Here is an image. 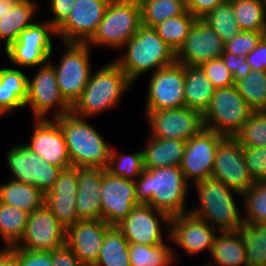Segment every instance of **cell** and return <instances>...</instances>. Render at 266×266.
I'll list each match as a JSON object with an SVG mask.
<instances>
[{"instance_id": "74e56055", "label": "cell", "mask_w": 266, "mask_h": 266, "mask_svg": "<svg viewBox=\"0 0 266 266\" xmlns=\"http://www.w3.org/2000/svg\"><path fill=\"white\" fill-rule=\"evenodd\" d=\"M142 24L155 27L170 17L186 11L184 0H139Z\"/></svg>"}, {"instance_id": "f35d334b", "label": "cell", "mask_w": 266, "mask_h": 266, "mask_svg": "<svg viewBox=\"0 0 266 266\" xmlns=\"http://www.w3.org/2000/svg\"><path fill=\"white\" fill-rule=\"evenodd\" d=\"M201 20L210 26L224 42L229 41L241 32L230 0L217 5Z\"/></svg>"}, {"instance_id": "b9f144b4", "label": "cell", "mask_w": 266, "mask_h": 266, "mask_svg": "<svg viewBox=\"0 0 266 266\" xmlns=\"http://www.w3.org/2000/svg\"><path fill=\"white\" fill-rule=\"evenodd\" d=\"M107 170L115 176L135 181L144 170L143 151L119 155L111 147Z\"/></svg>"}, {"instance_id": "83f0119b", "label": "cell", "mask_w": 266, "mask_h": 266, "mask_svg": "<svg viewBox=\"0 0 266 266\" xmlns=\"http://www.w3.org/2000/svg\"><path fill=\"white\" fill-rule=\"evenodd\" d=\"M211 260L218 266H248L246 247L240 230L236 232H219L210 251Z\"/></svg>"}, {"instance_id": "4dcf8cb0", "label": "cell", "mask_w": 266, "mask_h": 266, "mask_svg": "<svg viewBox=\"0 0 266 266\" xmlns=\"http://www.w3.org/2000/svg\"><path fill=\"white\" fill-rule=\"evenodd\" d=\"M37 8H39L37 3L14 4L11 10L2 16L0 40L5 42L4 50L17 40L24 29L35 22L33 18L36 16Z\"/></svg>"}, {"instance_id": "30bf717a", "label": "cell", "mask_w": 266, "mask_h": 266, "mask_svg": "<svg viewBox=\"0 0 266 266\" xmlns=\"http://www.w3.org/2000/svg\"><path fill=\"white\" fill-rule=\"evenodd\" d=\"M52 35L57 36L56 29L48 21H35L4 51L7 59L18 68L46 63L53 52Z\"/></svg>"}, {"instance_id": "277c9868", "label": "cell", "mask_w": 266, "mask_h": 266, "mask_svg": "<svg viewBox=\"0 0 266 266\" xmlns=\"http://www.w3.org/2000/svg\"><path fill=\"white\" fill-rule=\"evenodd\" d=\"M54 120L63 131L72 166L107 169L112 146L86 118L71 111Z\"/></svg>"}, {"instance_id": "d6a6232c", "label": "cell", "mask_w": 266, "mask_h": 266, "mask_svg": "<svg viewBox=\"0 0 266 266\" xmlns=\"http://www.w3.org/2000/svg\"><path fill=\"white\" fill-rule=\"evenodd\" d=\"M174 252L167 243L159 245L129 243L131 266H171L176 259Z\"/></svg>"}, {"instance_id": "ffe728a7", "label": "cell", "mask_w": 266, "mask_h": 266, "mask_svg": "<svg viewBox=\"0 0 266 266\" xmlns=\"http://www.w3.org/2000/svg\"><path fill=\"white\" fill-rule=\"evenodd\" d=\"M218 233L213 226L190 212L171 217L170 243L183 248L190 258L203 250L210 254Z\"/></svg>"}, {"instance_id": "d4e9b609", "label": "cell", "mask_w": 266, "mask_h": 266, "mask_svg": "<svg viewBox=\"0 0 266 266\" xmlns=\"http://www.w3.org/2000/svg\"><path fill=\"white\" fill-rule=\"evenodd\" d=\"M105 169L78 167L76 209L80 220H102L101 188Z\"/></svg>"}, {"instance_id": "5b68a950", "label": "cell", "mask_w": 266, "mask_h": 266, "mask_svg": "<svg viewBox=\"0 0 266 266\" xmlns=\"http://www.w3.org/2000/svg\"><path fill=\"white\" fill-rule=\"evenodd\" d=\"M194 188L200 202L197 208L189 210L190 213L205 220L218 232H236L242 228L243 214L234 198L235 195L242 198V194L212 177L196 182Z\"/></svg>"}, {"instance_id": "ee69618b", "label": "cell", "mask_w": 266, "mask_h": 266, "mask_svg": "<svg viewBox=\"0 0 266 266\" xmlns=\"http://www.w3.org/2000/svg\"><path fill=\"white\" fill-rule=\"evenodd\" d=\"M266 35V32L241 31L229 41L225 42L224 52H229L235 56H247L260 40Z\"/></svg>"}, {"instance_id": "8d00e7d4", "label": "cell", "mask_w": 266, "mask_h": 266, "mask_svg": "<svg viewBox=\"0 0 266 266\" xmlns=\"http://www.w3.org/2000/svg\"><path fill=\"white\" fill-rule=\"evenodd\" d=\"M235 86L253 111H266V71L251 70Z\"/></svg>"}, {"instance_id": "e0dca14e", "label": "cell", "mask_w": 266, "mask_h": 266, "mask_svg": "<svg viewBox=\"0 0 266 266\" xmlns=\"http://www.w3.org/2000/svg\"><path fill=\"white\" fill-rule=\"evenodd\" d=\"M223 137L222 134L204 128L187 141L180 168L188 183L212 177L216 149Z\"/></svg>"}, {"instance_id": "d6986e66", "label": "cell", "mask_w": 266, "mask_h": 266, "mask_svg": "<svg viewBox=\"0 0 266 266\" xmlns=\"http://www.w3.org/2000/svg\"><path fill=\"white\" fill-rule=\"evenodd\" d=\"M102 220L117 226L139 205L135 182L122 176H115L105 169L101 188Z\"/></svg>"}, {"instance_id": "11a10c76", "label": "cell", "mask_w": 266, "mask_h": 266, "mask_svg": "<svg viewBox=\"0 0 266 266\" xmlns=\"http://www.w3.org/2000/svg\"><path fill=\"white\" fill-rule=\"evenodd\" d=\"M14 3L9 0H0V19L4 16L11 8Z\"/></svg>"}, {"instance_id": "bcb514c9", "label": "cell", "mask_w": 266, "mask_h": 266, "mask_svg": "<svg viewBox=\"0 0 266 266\" xmlns=\"http://www.w3.org/2000/svg\"><path fill=\"white\" fill-rule=\"evenodd\" d=\"M207 78L215 88L235 85L232 74L222 58L213 59L200 65Z\"/></svg>"}, {"instance_id": "ac0fdd59", "label": "cell", "mask_w": 266, "mask_h": 266, "mask_svg": "<svg viewBox=\"0 0 266 266\" xmlns=\"http://www.w3.org/2000/svg\"><path fill=\"white\" fill-rule=\"evenodd\" d=\"M111 0H76L66 21L56 30L62 43H88Z\"/></svg>"}, {"instance_id": "d590c367", "label": "cell", "mask_w": 266, "mask_h": 266, "mask_svg": "<svg viewBox=\"0 0 266 266\" xmlns=\"http://www.w3.org/2000/svg\"><path fill=\"white\" fill-rule=\"evenodd\" d=\"M197 19L187 10L174 17H170L159 23L154 28L158 36L174 50L175 53L183 46L190 27Z\"/></svg>"}, {"instance_id": "cb8c5ba5", "label": "cell", "mask_w": 266, "mask_h": 266, "mask_svg": "<svg viewBox=\"0 0 266 266\" xmlns=\"http://www.w3.org/2000/svg\"><path fill=\"white\" fill-rule=\"evenodd\" d=\"M110 227L104 220H80L66 230V245L84 266H94Z\"/></svg>"}, {"instance_id": "7bdbcfd3", "label": "cell", "mask_w": 266, "mask_h": 266, "mask_svg": "<svg viewBox=\"0 0 266 266\" xmlns=\"http://www.w3.org/2000/svg\"><path fill=\"white\" fill-rule=\"evenodd\" d=\"M235 137L241 146H266V111H253Z\"/></svg>"}, {"instance_id": "3957f363", "label": "cell", "mask_w": 266, "mask_h": 266, "mask_svg": "<svg viewBox=\"0 0 266 266\" xmlns=\"http://www.w3.org/2000/svg\"><path fill=\"white\" fill-rule=\"evenodd\" d=\"M134 83L113 61L91 73L89 81L81 97L71 108L79 117H95L103 111H108L120 103L122 96Z\"/></svg>"}, {"instance_id": "db71d44e", "label": "cell", "mask_w": 266, "mask_h": 266, "mask_svg": "<svg viewBox=\"0 0 266 266\" xmlns=\"http://www.w3.org/2000/svg\"><path fill=\"white\" fill-rule=\"evenodd\" d=\"M0 266H20L18 247H3L0 249Z\"/></svg>"}, {"instance_id": "9f6ffc18", "label": "cell", "mask_w": 266, "mask_h": 266, "mask_svg": "<svg viewBox=\"0 0 266 266\" xmlns=\"http://www.w3.org/2000/svg\"><path fill=\"white\" fill-rule=\"evenodd\" d=\"M14 4H22V3H36L34 0H9Z\"/></svg>"}, {"instance_id": "681fc988", "label": "cell", "mask_w": 266, "mask_h": 266, "mask_svg": "<svg viewBox=\"0 0 266 266\" xmlns=\"http://www.w3.org/2000/svg\"><path fill=\"white\" fill-rule=\"evenodd\" d=\"M76 0H49L48 6L54 14L48 22L57 30L68 18Z\"/></svg>"}, {"instance_id": "8992f818", "label": "cell", "mask_w": 266, "mask_h": 266, "mask_svg": "<svg viewBox=\"0 0 266 266\" xmlns=\"http://www.w3.org/2000/svg\"><path fill=\"white\" fill-rule=\"evenodd\" d=\"M141 25L139 0H111L96 33L87 44L122 49Z\"/></svg>"}, {"instance_id": "52a82bcc", "label": "cell", "mask_w": 266, "mask_h": 266, "mask_svg": "<svg viewBox=\"0 0 266 266\" xmlns=\"http://www.w3.org/2000/svg\"><path fill=\"white\" fill-rule=\"evenodd\" d=\"M253 113L235 85L216 88L203 113L206 129L224 136H235Z\"/></svg>"}, {"instance_id": "f907efd6", "label": "cell", "mask_w": 266, "mask_h": 266, "mask_svg": "<svg viewBox=\"0 0 266 266\" xmlns=\"http://www.w3.org/2000/svg\"><path fill=\"white\" fill-rule=\"evenodd\" d=\"M225 1L226 0H185V7L196 19H202L214 10L217 5Z\"/></svg>"}, {"instance_id": "7a4b0ae2", "label": "cell", "mask_w": 266, "mask_h": 266, "mask_svg": "<svg viewBox=\"0 0 266 266\" xmlns=\"http://www.w3.org/2000/svg\"><path fill=\"white\" fill-rule=\"evenodd\" d=\"M123 49L125 53L115 62L133 83L149 70L155 72L176 62V53L158 36L156 29L143 24Z\"/></svg>"}, {"instance_id": "f5cc1de1", "label": "cell", "mask_w": 266, "mask_h": 266, "mask_svg": "<svg viewBox=\"0 0 266 266\" xmlns=\"http://www.w3.org/2000/svg\"><path fill=\"white\" fill-rule=\"evenodd\" d=\"M52 256V266H84L66 244L53 250Z\"/></svg>"}, {"instance_id": "484cf974", "label": "cell", "mask_w": 266, "mask_h": 266, "mask_svg": "<svg viewBox=\"0 0 266 266\" xmlns=\"http://www.w3.org/2000/svg\"><path fill=\"white\" fill-rule=\"evenodd\" d=\"M28 97V76L18 67L0 66V113L9 114L25 107Z\"/></svg>"}, {"instance_id": "9c48e42d", "label": "cell", "mask_w": 266, "mask_h": 266, "mask_svg": "<svg viewBox=\"0 0 266 266\" xmlns=\"http://www.w3.org/2000/svg\"><path fill=\"white\" fill-rule=\"evenodd\" d=\"M29 106L35 119L59 118L69 112L71 107L60 94L53 63L48 60L39 65L32 79L28 77V97L25 107ZM47 117V118H46Z\"/></svg>"}, {"instance_id": "2e32d148", "label": "cell", "mask_w": 266, "mask_h": 266, "mask_svg": "<svg viewBox=\"0 0 266 266\" xmlns=\"http://www.w3.org/2000/svg\"><path fill=\"white\" fill-rule=\"evenodd\" d=\"M65 244L66 229L44 203L40 208L29 213L25 233L16 247L53 251Z\"/></svg>"}, {"instance_id": "816d5d0a", "label": "cell", "mask_w": 266, "mask_h": 266, "mask_svg": "<svg viewBox=\"0 0 266 266\" xmlns=\"http://www.w3.org/2000/svg\"><path fill=\"white\" fill-rule=\"evenodd\" d=\"M246 61L252 70L266 71V35L260 40L256 48L246 56Z\"/></svg>"}, {"instance_id": "6da1fadb", "label": "cell", "mask_w": 266, "mask_h": 266, "mask_svg": "<svg viewBox=\"0 0 266 266\" xmlns=\"http://www.w3.org/2000/svg\"><path fill=\"white\" fill-rule=\"evenodd\" d=\"M134 182L139 204H149L170 217L189 213L186 199L190 183L180 166L144 168Z\"/></svg>"}, {"instance_id": "7402d4cb", "label": "cell", "mask_w": 266, "mask_h": 266, "mask_svg": "<svg viewBox=\"0 0 266 266\" xmlns=\"http://www.w3.org/2000/svg\"><path fill=\"white\" fill-rule=\"evenodd\" d=\"M78 167L62 169L56 182L45 194V205L67 230L80 221L76 209Z\"/></svg>"}, {"instance_id": "c3c4849f", "label": "cell", "mask_w": 266, "mask_h": 266, "mask_svg": "<svg viewBox=\"0 0 266 266\" xmlns=\"http://www.w3.org/2000/svg\"><path fill=\"white\" fill-rule=\"evenodd\" d=\"M221 58L232 74L234 83L243 79L252 70L246 61V56L237 57L232 53L223 52Z\"/></svg>"}, {"instance_id": "7dc6e473", "label": "cell", "mask_w": 266, "mask_h": 266, "mask_svg": "<svg viewBox=\"0 0 266 266\" xmlns=\"http://www.w3.org/2000/svg\"><path fill=\"white\" fill-rule=\"evenodd\" d=\"M20 266H52V251H38L18 248Z\"/></svg>"}, {"instance_id": "60d3db41", "label": "cell", "mask_w": 266, "mask_h": 266, "mask_svg": "<svg viewBox=\"0 0 266 266\" xmlns=\"http://www.w3.org/2000/svg\"><path fill=\"white\" fill-rule=\"evenodd\" d=\"M244 200V224H266V180H256L242 194Z\"/></svg>"}, {"instance_id": "ba28073f", "label": "cell", "mask_w": 266, "mask_h": 266, "mask_svg": "<svg viewBox=\"0 0 266 266\" xmlns=\"http://www.w3.org/2000/svg\"><path fill=\"white\" fill-rule=\"evenodd\" d=\"M59 64H53L60 94L72 108L81 97L92 72L90 46L87 43H66Z\"/></svg>"}, {"instance_id": "f546056e", "label": "cell", "mask_w": 266, "mask_h": 266, "mask_svg": "<svg viewBox=\"0 0 266 266\" xmlns=\"http://www.w3.org/2000/svg\"><path fill=\"white\" fill-rule=\"evenodd\" d=\"M45 194L31 184L9 179L0 183V202L32 213L44 204Z\"/></svg>"}, {"instance_id": "9a60e30c", "label": "cell", "mask_w": 266, "mask_h": 266, "mask_svg": "<svg viewBox=\"0 0 266 266\" xmlns=\"http://www.w3.org/2000/svg\"><path fill=\"white\" fill-rule=\"evenodd\" d=\"M212 178L243 194L254 183L243 156L242 146L235 136H224L216 149Z\"/></svg>"}, {"instance_id": "1f68e13d", "label": "cell", "mask_w": 266, "mask_h": 266, "mask_svg": "<svg viewBox=\"0 0 266 266\" xmlns=\"http://www.w3.org/2000/svg\"><path fill=\"white\" fill-rule=\"evenodd\" d=\"M94 266H131L129 242L117 226L105 233L99 258Z\"/></svg>"}, {"instance_id": "5bb4252c", "label": "cell", "mask_w": 266, "mask_h": 266, "mask_svg": "<svg viewBox=\"0 0 266 266\" xmlns=\"http://www.w3.org/2000/svg\"><path fill=\"white\" fill-rule=\"evenodd\" d=\"M184 65L175 62L151 73L146 110H169L185 106Z\"/></svg>"}, {"instance_id": "44dd1931", "label": "cell", "mask_w": 266, "mask_h": 266, "mask_svg": "<svg viewBox=\"0 0 266 266\" xmlns=\"http://www.w3.org/2000/svg\"><path fill=\"white\" fill-rule=\"evenodd\" d=\"M225 42L204 21L197 19L190 27L183 46L176 53V62L200 66L205 62L221 58Z\"/></svg>"}, {"instance_id": "836d02e7", "label": "cell", "mask_w": 266, "mask_h": 266, "mask_svg": "<svg viewBox=\"0 0 266 266\" xmlns=\"http://www.w3.org/2000/svg\"><path fill=\"white\" fill-rule=\"evenodd\" d=\"M241 31L266 32V0H230Z\"/></svg>"}, {"instance_id": "4fadbf2b", "label": "cell", "mask_w": 266, "mask_h": 266, "mask_svg": "<svg viewBox=\"0 0 266 266\" xmlns=\"http://www.w3.org/2000/svg\"><path fill=\"white\" fill-rule=\"evenodd\" d=\"M170 221L171 217L166 213L156 210L149 204H139L117 227L129 243L159 245L167 240L170 242ZM161 225L167 227L166 241L163 239L164 227Z\"/></svg>"}, {"instance_id": "ab89813d", "label": "cell", "mask_w": 266, "mask_h": 266, "mask_svg": "<svg viewBox=\"0 0 266 266\" xmlns=\"http://www.w3.org/2000/svg\"><path fill=\"white\" fill-rule=\"evenodd\" d=\"M248 266H266V224H244L240 229Z\"/></svg>"}, {"instance_id": "f1b7e54d", "label": "cell", "mask_w": 266, "mask_h": 266, "mask_svg": "<svg viewBox=\"0 0 266 266\" xmlns=\"http://www.w3.org/2000/svg\"><path fill=\"white\" fill-rule=\"evenodd\" d=\"M184 71L185 106L203 114L209 106L216 88L200 66L184 65Z\"/></svg>"}, {"instance_id": "603a6c76", "label": "cell", "mask_w": 266, "mask_h": 266, "mask_svg": "<svg viewBox=\"0 0 266 266\" xmlns=\"http://www.w3.org/2000/svg\"><path fill=\"white\" fill-rule=\"evenodd\" d=\"M29 149L53 166L65 169L71 165L65 137L54 119H35Z\"/></svg>"}, {"instance_id": "4316f807", "label": "cell", "mask_w": 266, "mask_h": 266, "mask_svg": "<svg viewBox=\"0 0 266 266\" xmlns=\"http://www.w3.org/2000/svg\"><path fill=\"white\" fill-rule=\"evenodd\" d=\"M143 151L144 168L156 169L180 166L187 141L178 139H160L149 136Z\"/></svg>"}, {"instance_id": "7c38bea8", "label": "cell", "mask_w": 266, "mask_h": 266, "mask_svg": "<svg viewBox=\"0 0 266 266\" xmlns=\"http://www.w3.org/2000/svg\"><path fill=\"white\" fill-rule=\"evenodd\" d=\"M150 136L188 141L204 128L203 114L186 106L169 110H146Z\"/></svg>"}, {"instance_id": "e575fe53", "label": "cell", "mask_w": 266, "mask_h": 266, "mask_svg": "<svg viewBox=\"0 0 266 266\" xmlns=\"http://www.w3.org/2000/svg\"><path fill=\"white\" fill-rule=\"evenodd\" d=\"M29 212L0 202V236L6 247L16 246L22 239Z\"/></svg>"}, {"instance_id": "f6af8a7d", "label": "cell", "mask_w": 266, "mask_h": 266, "mask_svg": "<svg viewBox=\"0 0 266 266\" xmlns=\"http://www.w3.org/2000/svg\"><path fill=\"white\" fill-rule=\"evenodd\" d=\"M245 165L253 181L266 180V146H242Z\"/></svg>"}, {"instance_id": "8fae6325", "label": "cell", "mask_w": 266, "mask_h": 266, "mask_svg": "<svg viewBox=\"0 0 266 266\" xmlns=\"http://www.w3.org/2000/svg\"><path fill=\"white\" fill-rule=\"evenodd\" d=\"M9 147L6 155L7 165L12 173V177L9 178L34 185L43 194L49 192L62 168L42 160L36 152L29 149L25 144Z\"/></svg>"}]
</instances>
